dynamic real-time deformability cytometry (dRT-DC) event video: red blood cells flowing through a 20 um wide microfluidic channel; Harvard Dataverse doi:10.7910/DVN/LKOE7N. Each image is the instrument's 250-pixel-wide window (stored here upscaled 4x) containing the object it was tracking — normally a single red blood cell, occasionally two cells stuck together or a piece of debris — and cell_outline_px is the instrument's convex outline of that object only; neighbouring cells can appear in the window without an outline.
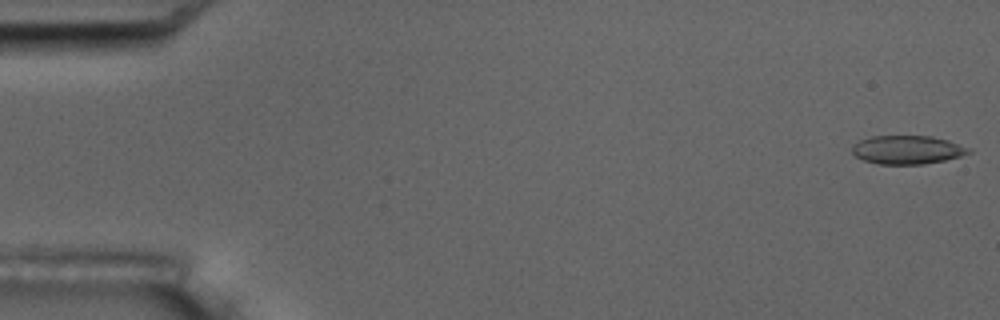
{"species": "common noctule bat (a hibernating species)", "species_latin": "Nyctalus noctula", "temperature_condition": "room temperature", "stored_images_in_passage": 5, "camera_frame_rate_fps": 3000, "um_per_image_px": 0.085, "animal": {"sex": "male", "body_mass_g": 17.5, "forearm_length_mm": 52.3}, "frame": {"image": 1, "passage_image": 1, "time_ms": 0.0, "image_size_px": [1000, 320], "cell_outline_px": [[972, 152], [960, 156], [944, 160], [924, 164], [876, 164], [864, 160], [856, 156], [852, 152], [852, 144], [860, 140], [872, 136], [932, 136], [948, 140], [972, 148]], "centroid_in_image_um": [77.13, 12.73], "position_along_channel_um": 7.9, "area_um2": 19.48}}
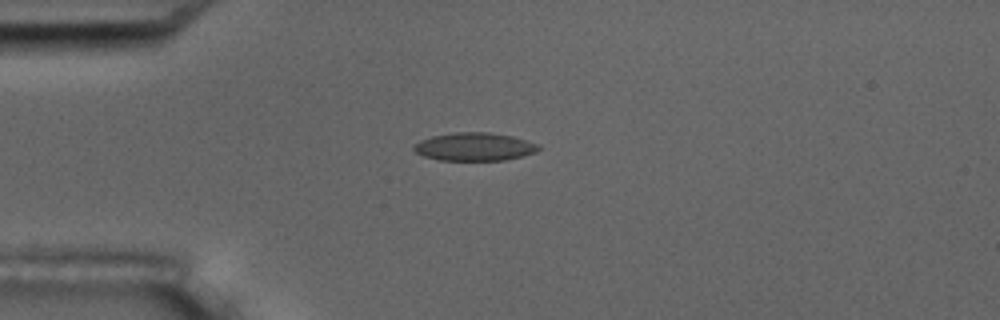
{"frame": {"image": 2, "passage_image": 4, "time_ms": 4.333, "image_size_px": [1000, 320], "cell_outline_px": [[540, 148], [536, 152], [524, 156], [504, 160], [440, 160], [424, 156], [416, 152], [412, 148], [420, 140], [432, 136], [456, 132], [488, 132], [512, 136], [540, 144]], "centroid_in_image_um": [40.36, 12.47], "position_along_channel_um": 44.6, "area_um2": 20.4}}
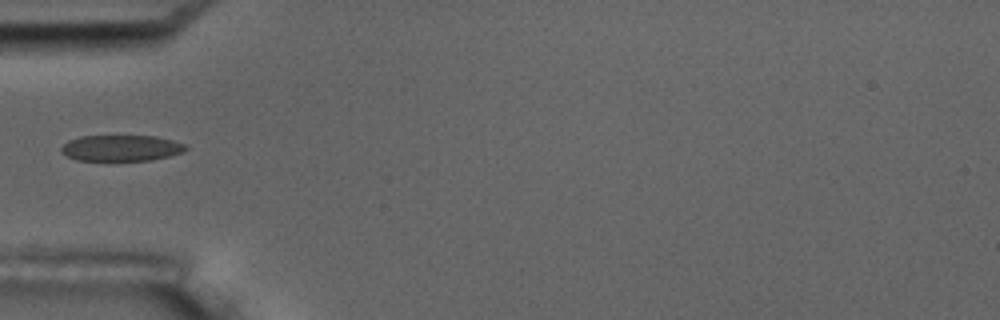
{"frame": {"image": 3, "passage_image": 5, "time_ms": 5.667, "image_size_px": [1000, 320], "cell_outline_px": [[188, 148], [184, 152], [152, 160], [76, 160], [60, 152], [60, 148], [68, 140], [80, 136], [156, 136], [172, 140], [184, 144]], "centroid_in_image_um": [10.29, 12.58], "position_along_channel_um": 74.7, "area_um2": 18.84}}